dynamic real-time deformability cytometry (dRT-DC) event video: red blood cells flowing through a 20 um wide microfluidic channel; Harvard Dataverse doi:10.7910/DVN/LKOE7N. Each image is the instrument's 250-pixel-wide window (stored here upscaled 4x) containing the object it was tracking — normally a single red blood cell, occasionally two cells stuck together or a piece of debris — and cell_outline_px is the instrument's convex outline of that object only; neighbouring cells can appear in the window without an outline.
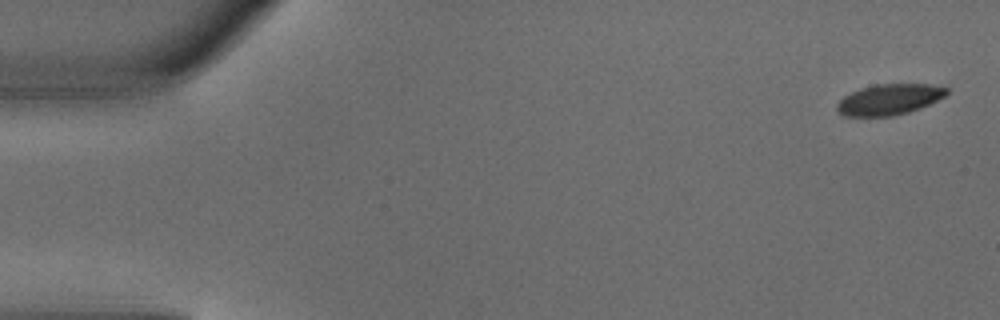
{"species": "common noctule bat (a hibernating species)", "species_latin": "Nyctalus noctula", "temperature_condition": "warm", "stored_images_in_passage": 6, "segment_of_instrument_passage": [2, 2], "camera_frame_rate_fps": 3000, "um_per_image_px": 0.085, "animal": {"sex": "male", "body_mass_g": 18.8}, "frame": {"image": 1, "passage_image": 6, "time_ms": 1.667, "image_size_px": [1000, 320], "cell_outline_px": [[948, 92], [944, 96], [920, 108], [908, 112], [892, 116], [844, 116], [836, 108], [836, 104], [844, 96], [860, 88], [876, 84], [928, 84], [948, 88]], "centroid_in_image_um": [75.56, 8.45], "position_along_channel_um": 9.4, "area_um2": 19.48}}